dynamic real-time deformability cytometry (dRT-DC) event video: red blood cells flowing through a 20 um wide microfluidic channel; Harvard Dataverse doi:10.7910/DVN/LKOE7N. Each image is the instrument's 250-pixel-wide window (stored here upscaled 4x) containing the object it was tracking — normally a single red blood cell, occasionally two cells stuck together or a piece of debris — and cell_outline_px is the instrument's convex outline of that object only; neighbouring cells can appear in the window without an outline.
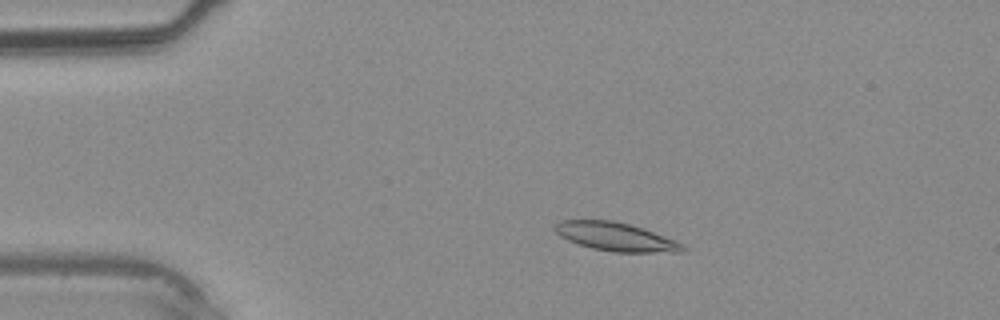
{"species": "common noctule bat (a hibernating species)", "species_latin": "Nyctalus noctula", "temperature_condition": "warm", "stored_images_in_passage": 39, "camera_frame_rate_fps": 3000, "um_per_image_px": 0.085, "animal": {"sex": "male", "body_mass_g": 20.4}, "frame": {"image": 1, "passage_image": 8, "time_ms": 2.333, "image_size_px": [1000, 320], "cell_outline_px": [[688, 248], [684, 252], [612, 252], [592, 248], [568, 240], [560, 236], [552, 228], [552, 224], [560, 220], [612, 220], [628, 224], [676, 240], [684, 244]], "centroid_in_image_um": [52.32, 20.13], "position_along_channel_um": 32.7, "area_um2": 21.21}}
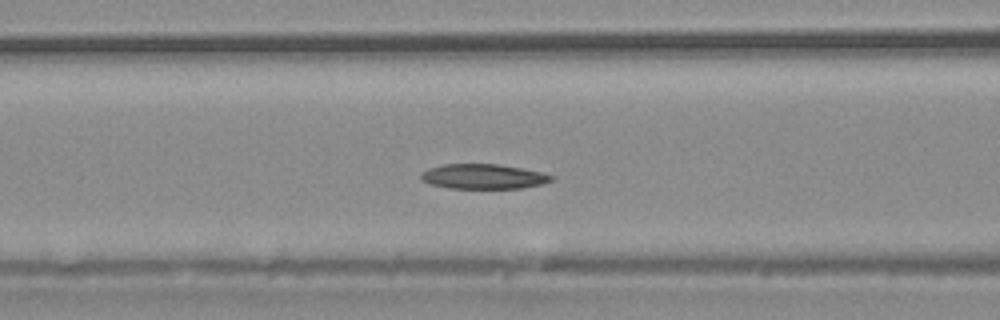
{"frame": {"image": 2, "passage_image": 16, "time_ms": 5.0, "image_size_px": [1000, 320], "cell_outline_px": [[556, 176], [552, 180], [544, 184], [524, 188], [448, 188], [432, 184], [420, 180], [420, 172], [428, 168], [444, 164], [500, 164], [540, 172]], "centroid_in_image_um": [41.08, 15.0], "position_along_channel_um": 125.5, "area_um2": 19.02}}
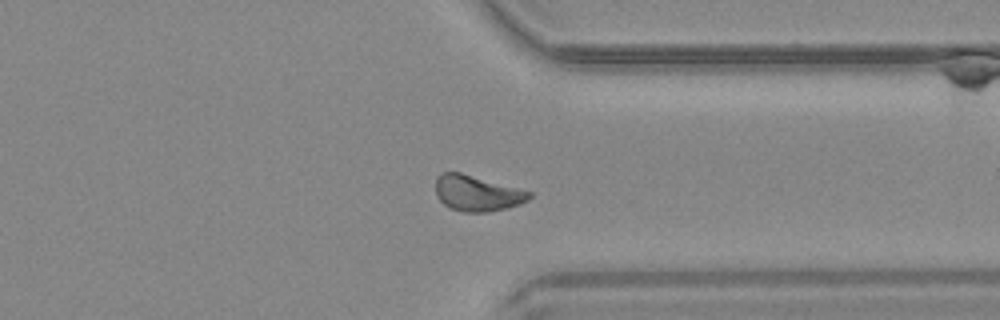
{"frame": {"image": 3, "passage_image": 30, "time_ms": 9.667, "image_size_px": [1000, 320], "cell_outline_px": [[532, 196], [528, 200], [520, 204], [508, 208], [488, 212], [464, 212], [448, 208], [436, 196], [436, 176], [440, 172], [460, 172], [532, 192]], "centroid_in_image_um": [40.53, 16.43], "position_along_channel_um": 370.9, "area_um2": 19.59}}